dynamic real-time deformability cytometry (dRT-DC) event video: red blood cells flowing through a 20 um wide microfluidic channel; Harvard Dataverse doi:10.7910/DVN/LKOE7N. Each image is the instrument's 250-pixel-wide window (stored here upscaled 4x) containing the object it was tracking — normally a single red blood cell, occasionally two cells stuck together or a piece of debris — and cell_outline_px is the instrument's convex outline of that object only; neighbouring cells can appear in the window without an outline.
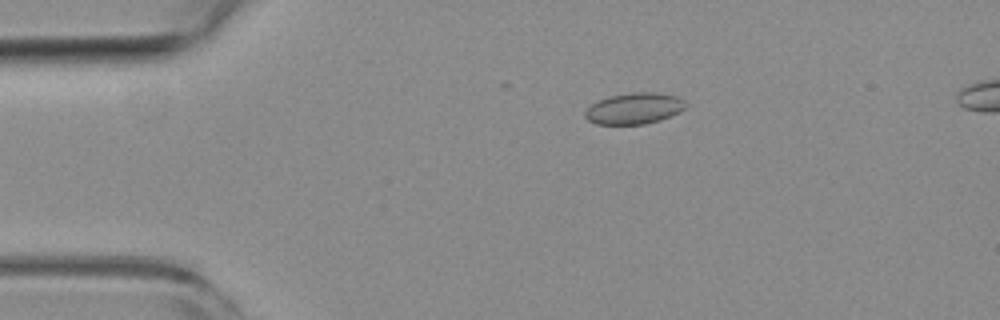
{"species": "common noctule bat (a hibernating species)", "species_latin": "Nyctalus noctula", "temperature_condition": "room temperature", "stored_images_in_passage": 44, "camera_frame_rate_fps": 3000, "um_per_image_px": 0.085, "animal": {"sex": "female", "body_mass_g": 19.3, "forearm_length_mm": 54.1}, "frame": {"image": 1, "passage_image": 1, "time_ms": 0.0, "image_size_px": [1000, 320], "cell_outline_px": [[684, 108], [680, 112], [660, 120], [644, 124], [596, 124], [588, 120], [584, 116], [584, 112], [592, 104], [608, 96], [632, 92], [656, 92], [676, 96], [684, 100]], "centroid_in_image_um": [53.89, 9.21], "position_along_channel_um": 31.1, "area_um2": 18.21}}
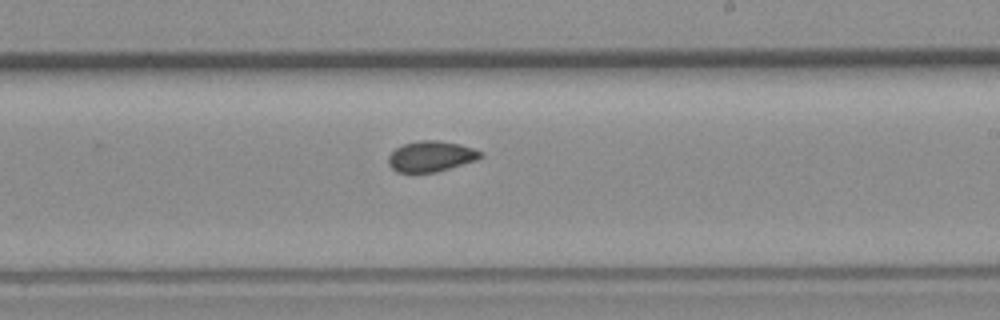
{"frame": {"image": 2, "passage_image": 22, "time_ms": 7.0, "image_size_px": [1000, 320], "cell_outline_px": [[484, 156], [476, 160], [436, 172], [396, 172], [388, 164], [388, 156], [396, 148], [404, 144], [420, 140], [436, 140], [460, 144], [484, 152]], "centroid_in_image_um": [36.64, 13.28], "position_along_channel_um": 252.4, "area_um2": 16.42}}
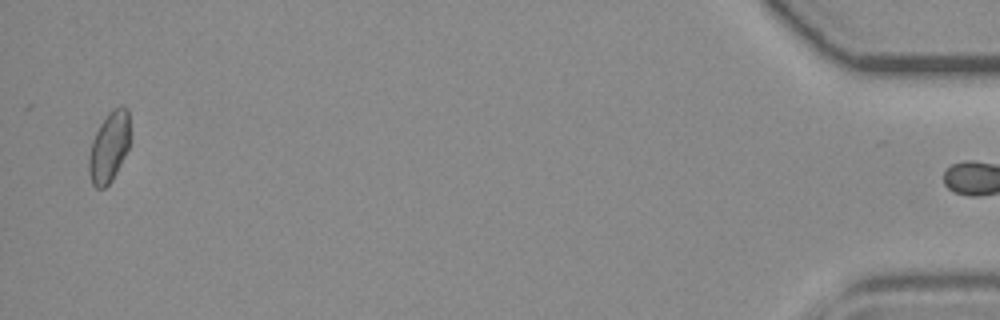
{"frame": {"image": 3, "passage_image": 43, "time_ms": 14.0, "image_size_px": [1000, 320], "cell_outline_px": [[128, 148], [112, 180], [104, 188], [96, 188], [92, 184], [88, 172], [88, 156], [92, 140], [100, 124], [108, 112], [112, 108], [120, 104], [124, 104], [128, 108]], "centroid_in_image_um": [9.24, 12.47], "position_along_channel_um": 426.0, "area_um2": 16.88}, "authors_computed_cell_mechanics": {"area_um2": 16.7042, "velocity_mm_per_s": 3.8435, "shape_relaxation_time_tau1_ms": null, "shape_relaxation_time_tau2_ms": 4.4099, "deformation_change_tau1": null, "deformation_change_tau2": 0.0683}}